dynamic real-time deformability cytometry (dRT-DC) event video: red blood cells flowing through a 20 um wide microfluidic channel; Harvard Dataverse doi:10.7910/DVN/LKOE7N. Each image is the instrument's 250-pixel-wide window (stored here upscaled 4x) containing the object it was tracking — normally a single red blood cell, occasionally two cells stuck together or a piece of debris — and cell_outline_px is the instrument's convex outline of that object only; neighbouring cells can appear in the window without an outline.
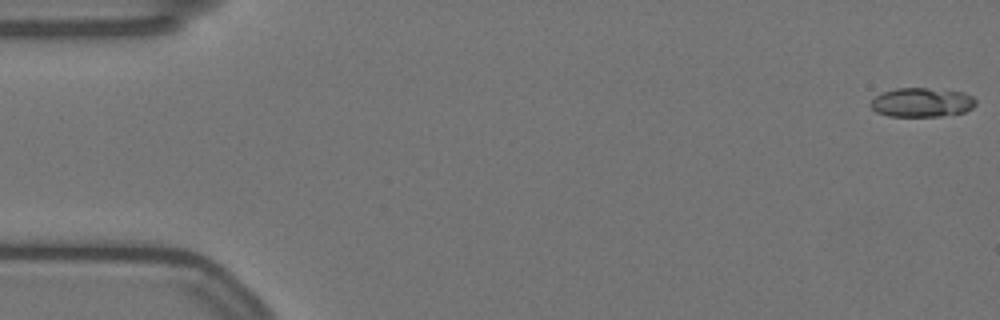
{"species": "Egyptian fruit bat (a non-hibernating species)", "species_latin": "Rousettus aegyptiacus", "temperature_condition": "warm", "stored_images_in_passage": 58, "camera_frame_rate_fps": 3000, "um_per_image_px": 0.085, "animal": {"sex": "female"}, "frame": {"image": 1, "passage_image": 1, "time_ms": 0.0, "image_size_px": [1000, 320], "cell_outline_px": [[976, 104], [972, 108], [964, 112], [940, 116], [888, 116], [876, 112], [868, 104], [876, 96], [884, 92], [896, 88], [928, 88], [964, 92], [972, 96], [976, 100]], "centroid_in_image_um": [78.35, 8.7], "position_along_channel_um": 6.6, "area_um2": 17.86}}
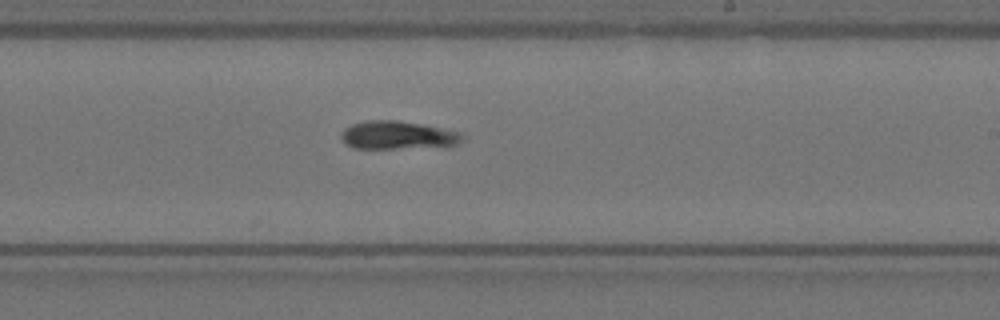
{"frame": {"image": 2, "passage_image": 34, "time_ms": 11.0, "image_size_px": [1000, 320], "cell_outline_px": [[464, 136], [456, 144], [392, 148], [352, 148], [340, 136], [344, 128], [352, 124], [364, 120], [396, 120], [420, 124], [460, 132]], "centroid_in_image_um": [33.72, 11.46], "position_along_channel_um": 255.3, "area_um2": 19.25}}
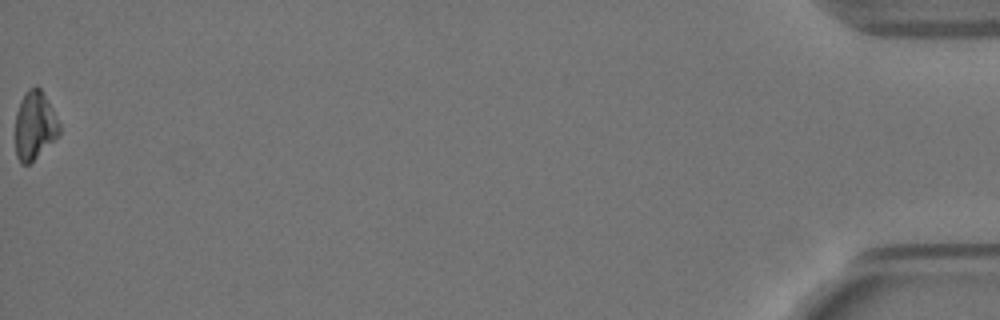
{"frame": {"image": 3, "passage_image": 58, "time_ms": 19.0, "image_size_px": [1000, 320], "cell_outline_px": [[60, 132], [28, 164], [20, 164], [16, 156], [16, 112], [20, 100], [28, 88], [36, 84], [40, 88], [60, 124]], "centroid_in_image_um": [2.91, 10.62], "position_along_channel_um": 432.3, "area_um2": 17.05}, "authors_computed_cell_mechanics": {"area_um2": 19.0162, "velocity_mm_per_s": 3.5035, "shape_relaxation_time_tau1_ms": 6.9874, "shape_relaxation_time_tau2_ms": 11.1833, "deformation_change_tau1": 0.1561, "deformation_change_tau2": 0.2352}}